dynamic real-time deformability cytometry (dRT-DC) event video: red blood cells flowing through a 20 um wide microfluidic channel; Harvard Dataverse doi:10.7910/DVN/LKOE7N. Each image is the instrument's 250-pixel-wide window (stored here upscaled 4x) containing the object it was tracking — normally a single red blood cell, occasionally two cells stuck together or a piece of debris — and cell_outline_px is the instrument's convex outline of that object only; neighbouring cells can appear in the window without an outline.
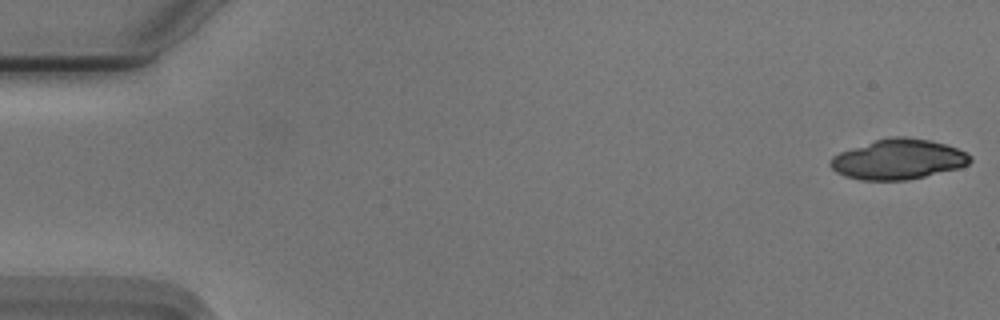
{"species": "Egyptian fruit bat (a non-hibernating species)", "species_latin": "Rousettus aegyptiacus", "temperature_condition": "cold", "stored_images_in_passage": 16, "camera_frame_rate_fps": 3000, "um_per_image_px": 0.085, "animal": {"sex": "male"}, "frame": {"image": 1, "passage_image": 1, "time_ms": 0.0, "image_size_px": [1000, 320], "cell_outline_px": [[972, 160], [968, 164], [960, 168], [908, 180], [860, 180], [844, 176], [836, 172], [828, 164], [828, 160], [832, 156], [840, 152], [876, 140], [892, 136], [904, 136], [932, 140], [956, 148], [972, 156]], "centroid_in_image_um": [76.34, 13.55], "position_along_channel_um": 8.7, "area_um2": 32.77}}